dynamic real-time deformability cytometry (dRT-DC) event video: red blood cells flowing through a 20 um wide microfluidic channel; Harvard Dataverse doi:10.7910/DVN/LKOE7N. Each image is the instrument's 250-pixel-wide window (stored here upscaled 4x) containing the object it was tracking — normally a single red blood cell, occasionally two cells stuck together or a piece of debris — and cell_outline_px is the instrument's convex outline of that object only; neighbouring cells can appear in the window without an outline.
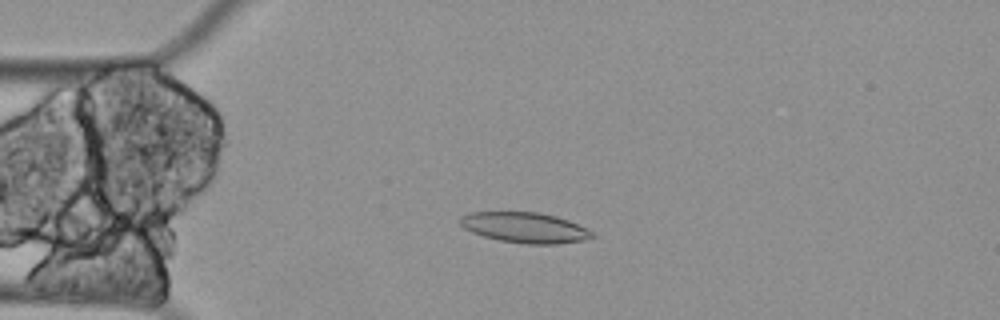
{"species": "Egyptian fruit bat (a non-hibernating species)", "species_latin": "Rousettus aegyptiacus", "temperature_condition": "cold", "stored_images_in_passage": 50, "camera_frame_rate_fps": 3000, "um_per_image_px": 0.085, "animal": {"sex": "female"}, "frame": {"image": 1, "passage_image": 12, "time_ms": 3.667, "image_size_px": [1000, 320], "cell_outline_px": [[596, 236], [584, 240], [556, 244], [524, 244], [500, 240], [484, 236], [472, 232], [464, 228], [460, 224], [460, 216], [468, 212], [540, 212], [556, 216], [568, 220], [592, 232]], "centroid_in_image_um": [44.59, 19.34], "position_along_channel_um": 40.4, "area_um2": 23.35}}
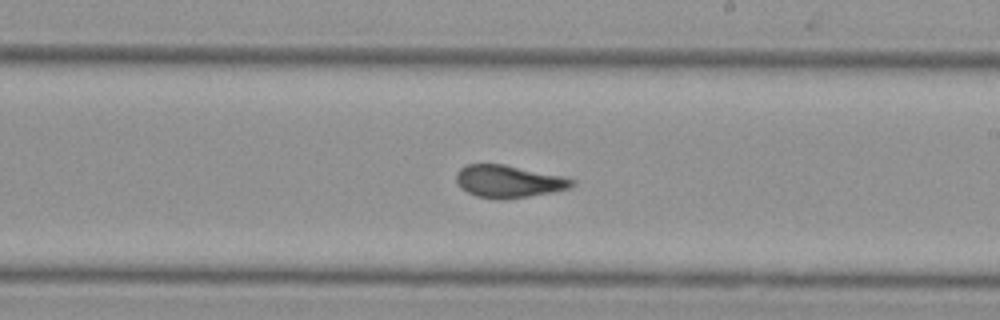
{"frame": {"image": 2, "passage_image": 32, "time_ms": 10.333, "image_size_px": [1000, 320], "cell_outline_px": [[576, 184], [568, 188], [528, 196], [504, 200], [496, 200], [476, 196], [460, 188], [456, 180], [456, 172], [460, 168], [468, 164], [504, 164], [564, 176], [576, 180]], "centroid_in_image_um": [43.21, 15.42], "position_along_channel_um": 245.8, "area_um2": 21.96}}
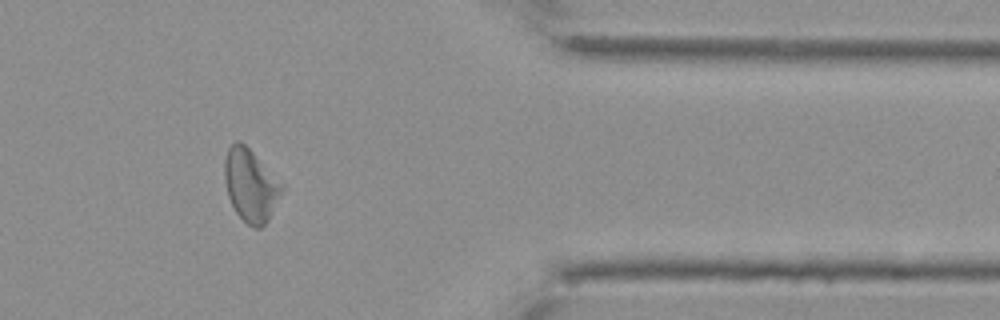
{"frame": {"image": 3, "passage_image": 47, "time_ms": 15.333, "image_size_px": [1000, 320], "cell_outline_px": [[284, 188], [268, 220], [260, 228], [256, 228], [248, 224], [236, 212], [228, 196], [224, 180], [224, 160], [228, 148], [236, 140], [240, 140], [284, 184]], "centroid_in_image_um": [21.29, 15.73], "position_along_channel_um": 390.1, "area_um2": 23.99}, "authors_computed_cell_mechanics": {"area_um2": 22.9755, "velocity_mm_per_s": 3.2949, "shape_relaxation_time_tau1_ms": null, "shape_relaxation_time_tau2_ms": 5.5378, "deformation_change_tau1": null, "deformation_change_tau2": 0.0595}}